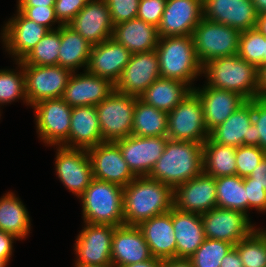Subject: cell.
I'll return each instance as SVG.
<instances>
[{"mask_svg":"<svg viewBox=\"0 0 266 267\" xmlns=\"http://www.w3.org/2000/svg\"><path fill=\"white\" fill-rule=\"evenodd\" d=\"M174 207L173 188L148 176L135 177L123 187L125 225L138 226Z\"/></svg>","mask_w":266,"mask_h":267,"instance_id":"1","label":"cell"},{"mask_svg":"<svg viewBox=\"0 0 266 267\" xmlns=\"http://www.w3.org/2000/svg\"><path fill=\"white\" fill-rule=\"evenodd\" d=\"M203 172V144L168 139L149 178L173 189Z\"/></svg>","mask_w":266,"mask_h":267,"instance_id":"2","label":"cell"},{"mask_svg":"<svg viewBox=\"0 0 266 267\" xmlns=\"http://www.w3.org/2000/svg\"><path fill=\"white\" fill-rule=\"evenodd\" d=\"M207 86L237 92L247 100L259 97L258 69L238 55L212 59L202 66Z\"/></svg>","mask_w":266,"mask_h":267,"instance_id":"3","label":"cell"},{"mask_svg":"<svg viewBox=\"0 0 266 267\" xmlns=\"http://www.w3.org/2000/svg\"><path fill=\"white\" fill-rule=\"evenodd\" d=\"M156 52L160 77L188 84L202 75V65L196 57L192 35L159 37Z\"/></svg>","mask_w":266,"mask_h":267,"instance_id":"4","label":"cell"},{"mask_svg":"<svg viewBox=\"0 0 266 267\" xmlns=\"http://www.w3.org/2000/svg\"><path fill=\"white\" fill-rule=\"evenodd\" d=\"M79 198L82 201L84 222L115 227L125 225L123 187L93 179Z\"/></svg>","mask_w":266,"mask_h":267,"instance_id":"5","label":"cell"},{"mask_svg":"<svg viewBox=\"0 0 266 267\" xmlns=\"http://www.w3.org/2000/svg\"><path fill=\"white\" fill-rule=\"evenodd\" d=\"M167 137L200 144L209 138L200 97L193 89L168 113Z\"/></svg>","mask_w":266,"mask_h":267,"instance_id":"6","label":"cell"},{"mask_svg":"<svg viewBox=\"0 0 266 267\" xmlns=\"http://www.w3.org/2000/svg\"><path fill=\"white\" fill-rule=\"evenodd\" d=\"M240 34L237 29L203 18L192 33L201 65L219 57L237 55Z\"/></svg>","mask_w":266,"mask_h":267,"instance_id":"7","label":"cell"},{"mask_svg":"<svg viewBox=\"0 0 266 267\" xmlns=\"http://www.w3.org/2000/svg\"><path fill=\"white\" fill-rule=\"evenodd\" d=\"M137 99L114 90L96 105L104 142H115L132 135L133 114Z\"/></svg>","mask_w":266,"mask_h":267,"instance_id":"8","label":"cell"},{"mask_svg":"<svg viewBox=\"0 0 266 267\" xmlns=\"http://www.w3.org/2000/svg\"><path fill=\"white\" fill-rule=\"evenodd\" d=\"M37 133L45 144L69 147L72 107L62 98L45 99L32 106Z\"/></svg>","mask_w":266,"mask_h":267,"instance_id":"9","label":"cell"},{"mask_svg":"<svg viewBox=\"0 0 266 267\" xmlns=\"http://www.w3.org/2000/svg\"><path fill=\"white\" fill-rule=\"evenodd\" d=\"M23 71L28 106L45 99L61 98L73 73L59 65H23Z\"/></svg>","mask_w":266,"mask_h":267,"instance_id":"10","label":"cell"},{"mask_svg":"<svg viewBox=\"0 0 266 267\" xmlns=\"http://www.w3.org/2000/svg\"><path fill=\"white\" fill-rule=\"evenodd\" d=\"M56 175L62 184L78 198L91 184L93 170L86 149L57 146Z\"/></svg>","mask_w":266,"mask_h":267,"instance_id":"11","label":"cell"},{"mask_svg":"<svg viewBox=\"0 0 266 267\" xmlns=\"http://www.w3.org/2000/svg\"><path fill=\"white\" fill-rule=\"evenodd\" d=\"M248 216L238 210L218 207L202 213L205 238L237 244L255 230Z\"/></svg>","mask_w":266,"mask_h":267,"instance_id":"12","label":"cell"},{"mask_svg":"<svg viewBox=\"0 0 266 267\" xmlns=\"http://www.w3.org/2000/svg\"><path fill=\"white\" fill-rule=\"evenodd\" d=\"M84 223L74 246L77 254L75 265L112 264L111 246L115 226Z\"/></svg>","mask_w":266,"mask_h":267,"instance_id":"13","label":"cell"},{"mask_svg":"<svg viewBox=\"0 0 266 267\" xmlns=\"http://www.w3.org/2000/svg\"><path fill=\"white\" fill-rule=\"evenodd\" d=\"M158 78H160V68L156 50L133 53L114 89L139 98Z\"/></svg>","mask_w":266,"mask_h":267,"instance_id":"14","label":"cell"},{"mask_svg":"<svg viewBox=\"0 0 266 267\" xmlns=\"http://www.w3.org/2000/svg\"><path fill=\"white\" fill-rule=\"evenodd\" d=\"M168 137H138L130 135L115 141L123 159L136 177L148 176L164 152Z\"/></svg>","mask_w":266,"mask_h":267,"instance_id":"15","label":"cell"},{"mask_svg":"<svg viewBox=\"0 0 266 267\" xmlns=\"http://www.w3.org/2000/svg\"><path fill=\"white\" fill-rule=\"evenodd\" d=\"M94 179L126 187L136 176L123 159L115 142H103L87 149Z\"/></svg>","mask_w":266,"mask_h":267,"instance_id":"16","label":"cell"},{"mask_svg":"<svg viewBox=\"0 0 266 267\" xmlns=\"http://www.w3.org/2000/svg\"><path fill=\"white\" fill-rule=\"evenodd\" d=\"M174 208L182 212L202 214L217 207L215 178L200 173L173 189Z\"/></svg>","mask_w":266,"mask_h":267,"instance_id":"17","label":"cell"},{"mask_svg":"<svg viewBox=\"0 0 266 267\" xmlns=\"http://www.w3.org/2000/svg\"><path fill=\"white\" fill-rule=\"evenodd\" d=\"M258 16L252 0H203V18L240 32L254 29Z\"/></svg>","mask_w":266,"mask_h":267,"instance_id":"18","label":"cell"},{"mask_svg":"<svg viewBox=\"0 0 266 267\" xmlns=\"http://www.w3.org/2000/svg\"><path fill=\"white\" fill-rule=\"evenodd\" d=\"M203 19V0H167L160 25L159 37L192 35Z\"/></svg>","mask_w":266,"mask_h":267,"instance_id":"19","label":"cell"},{"mask_svg":"<svg viewBox=\"0 0 266 267\" xmlns=\"http://www.w3.org/2000/svg\"><path fill=\"white\" fill-rule=\"evenodd\" d=\"M256 126L253 124V99L247 100L227 120L209 132V138L220 145L256 146Z\"/></svg>","mask_w":266,"mask_h":267,"instance_id":"20","label":"cell"},{"mask_svg":"<svg viewBox=\"0 0 266 267\" xmlns=\"http://www.w3.org/2000/svg\"><path fill=\"white\" fill-rule=\"evenodd\" d=\"M17 12L3 27L1 37L9 54L14 56L16 62H20L49 29L28 19L22 12Z\"/></svg>","mask_w":266,"mask_h":267,"instance_id":"21","label":"cell"},{"mask_svg":"<svg viewBox=\"0 0 266 267\" xmlns=\"http://www.w3.org/2000/svg\"><path fill=\"white\" fill-rule=\"evenodd\" d=\"M84 71L73 72L64 89L61 98L70 107L96 106L115 90L108 79Z\"/></svg>","mask_w":266,"mask_h":267,"instance_id":"22","label":"cell"},{"mask_svg":"<svg viewBox=\"0 0 266 267\" xmlns=\"http://www.w3.org/2000/svg\"><path fill=\"white\" fill-rule=\"evenodd\" d=\"M92 46L112 38L114 24L105 0L90 2L68 24Z\"/></svg>","mask_w":266,"mask_h":267,"instance_id":"23","label":"cell"},{"mask_svg":"<svg viewBox=\"0 0 266 267\" xmlns=\"http://www.w3.org/2000/svg\"><path fill=\"white\" fill-rule=\"evenodd\" d=\"M132 53L113 38L91 47L87 71L116 84Z\"/></svg>","mask_w":266,"mask_h":267,"instance_id":"24","label":"cell"},{"mask_svg":"<svg viewBox=\"0 0 266 267\" xmlns=\"http://www.w3.org/2000/svg\"><path fill=\"white\" fill-rule=\"evenodd\" d=\"M193 90L200 97L208 132L227 120L247 99L237 92L205 85Z\"/></svg>","mask_w":266,"mask_h":267,"instance_id":"25","label":"cell"},{"mask_svg":"<svg viewBox=\"0 0 266 267\" xmlns=\"http://www.w3.org/2000/svg\"><path fill=\"white\" fill-rule=\"evenodd\" d=\"M152 257L149 245L138 226L115 227L111 246L113 267L146 261Z\"/></svg>","mask_w":266,"mask_h":267,"instance_id":"26","label":"cell"},{"mask_svg":"<svg viewBox=\"0 0 266 267\" xmlns=\"http://www.w3.org/2000/svg\"><path fill=\"white\" fill-rule=\"evenodd\" d=\"M154 258H176V238L172 225V209L153 216L138 225Z\"/></svg>","mask_w":266,"mask_h":267,"instance_id":"27","label":"cell"},{"mask_svg":"<svg viewBox=\"0 0 266 267\" xmlns=\"http://www.w3.org/2000/svg\"><path fill=\"white\" fill-rule=\"evenodd\" d=\"M172 225L176 238V258L189 259L205 240L201 214L172 208Z\"/></svg>","mask_w":266,"mask_h":267,"instance_id":"28","label":"cell"},{"mask_svg":"<svg viewBox=\"0 0 266 267\" xmlns=\"http://www.w3.org/2000/svg\"><path fill=\"white\" fill-rule=\"evenodd\" d=\"M103 142L96 106L72 107L69 148L87 150Z\"/></svg>","mask_w":266,"mask_h":267,"instance_id":"29","label":"cell"},{"mask_svg":"<svg viewBox=\"0 0 266 267\" xmlns=\"http://www.w3.org/2000/svg\"><path fill=\"white\" fill-rule=\"evenodd\" d=\"M112 38L132 54L155 50L159 41L157 27L139 18L115 25Z\"/></svg>","mask_w":266,"mask_h":267,"instance_id":"30","label":"cell"},{"mask_svg":"<svg viewBox=\"0 0 266 267\" xmlns=\"http://www.w3.org/2000/svg\"><path fill=\"white\" fill-rule=\"evenodd\" d=\"M191 90L192 88L184 82L160 77L144 91L139 99L147 105L169 113Z\"/></svg>","mask_w":266,"mask_h":267,"instance_id":"31","label":"cell"},{"mask_svg":"<svg viewBox=\"0 0 266 267\" xmlns=\"http://www.w3.org/2000/svg\"><path fill=\"white\" fill-rule=\"evenodd\" d=\"M92 45L69 25H61V45L58 65L75 72L77 68L87 66Z\"/></svg>","mask_w":266,"mask_h":267,"instance_id":"32","label":"cell"},{"mask_svg":"<svg viewBox=\"0 0 266 267\" xmlns=\"http://www.w3.org/2000/svg\"><path fill=\"white\" fill-rule=\"evenodd\" d=\"M30 216L22 201L12 192L0 198V230L23 239L30 232Z\"/></svg>","mask_w":266,"mask_h":267,"instance_id":"33","label":"cell"},{"mask_svg":"<svg viewBox=\"0 0 266 267\" xmlns=\"http://www.w3.org/2000/svg\"><path fill=\"white\" fill-rule=\"evenodd\" d=\"M203 172L214 178L237 175L236 147L220 145L208 138L203 143Z\"/></svg>","mask_w":266,"mask_h":267,"instance_id":"34","label":"cell"},{"mask_svg":"<svg viewBox=\"0 0 266 267\" xmlns=\"http://www.w3.org/2000/svg\"><path fill=\"white\" fill-rule=\"evenodd\" d=\"M168 113L145 104L139 98L135 102L132 135L138 137H167Z\"/></svg>","mask_w":266,"mask_h":267,"instance_id":"35","label":"cell"},{"mask_svg":"<svg viewBox=\"0 0 266 267\" xmlns=\"http://www.w3.org/2000/svg\"><path fill=\"white\" fill-rule=\"evenodd\" d=\"M217 207L238 210L246 215L248 198L244 187V178L238 175L215 178Z\"/></svg>","mask_w":266,"mask_h":267,"instance_id":"36","label":"cell"},{"mask_svg":"<svg viewBox=\"0 0 266 267\" xmlns=\"http://www.w3.org/2000/svg\"><path fill=\"white\" fill-rule=\"evenodd\" d=\"M60 45L61 26L55 30H49L20 62L23 65H58Z\"/></svg>","mask_w":266,"mask_h":267,"instance_id":"37","label":"cell"},{"mask_svg":"<svg viewBox=\"0 0 266 267\" xmlns=\"http://www.w3.org/2000/svg\"><path fill=\"white\" fill-rule=\"evenodd\" d=\"M244 267H266V240L255 230L247 237L234 245Z\"/></svg>","mask_w":266,"mask_h":267,"instance_id":"38","label":"cell"},{"mask_svg":"<svg viewBox=\"0 0 266 267\" xmlns=\"http://www.w3.org/2000/svg\"><path fill=\"white\" fill-rule=\"evenodd\" d=\"M265 36L256 28L241 32L238 56L257 69L264 65Z\"/></svg>","mask_w":266,"mask_h":267,"instance_id":"39","label":"cell"},{"mask_svg":"<svg viewBox=\"0 0 266 267\" xmlns=\"http://www.w3.org/2000/svg\"><path fill=\"white\" fill-rule=\"evenodd\" d=\"M16 64H18V67L20 66V72L0 69V105L11 103L17 99H22L28 105L23 64L21 62H16Z\"/></svg>","mask_w":266,"mask_h":267,"instance_id":"40","label":"cell"},{"mask_svg":"<svg viewBox=\"0 0 266 267\" xmlns=\"http://www.w3.org/2000/svg\"><path fill=\"white\" fill-rule=\"evenodd\" d=\"M233 246L226 241L205 238L189 259L193 267H220L221 260Z\"/></svg>","mask_w":266,"mask_h":267,"instance_id":"41","label":"cell"},{"mask_svg":"<svg viewBox=\"0 0 266 267\" xmlns=\"http://www.w3.org/2000/svg\"><path fill=\"white\" fill-rule=\"evenodd\" d=\"M265 157L266 152L259 146L242 145L236 147L237 175L243 178L250 176Z\"/></svg>","mask_w":266,"mask_h":267,"instance_id":"42","label":"cell"},{"mask_svg":"<svg viewBox=\"0 0 266 267\" xmlns=\"http://www.w3.org/2000/svg\"><path fill=\"white\" fill-rule=\"evenodd\" d=\"M115 25L137 18L140 0H105Z\"/></svg>","mask_w":266,"mask_h":267,"instance_id":"43","label":"cell"},{"mask_svg":"<svg viewBox=\"0 0 266 267\" xmlns=\"http://www.w3.org/2000/svg\"><path fill=\"white\" fill-rule=\"evenodd\" d=\"M167 0H140L137 18L158 27L160 25Z\"/></svg>","mask_w":266,"mask_h":267,"instance_id":"44","label":"cell"},{"mask_svg":"<svg viewBox=\"0 0 266 267\" xmlns=\"http://www.w3.org/2000/svg\"><path fill=\"white\" fill-rule=\"evenodd\" d=\"M253 124L256 126V146L266 152V98L253 99Z\"/></svg>","mask_w":266,"mask_h":267,"instance_id":"45","label":"cell"},{"mask_svg":"<svg viewBox=\"0 0 266 267\" xmlns=\"http://www.w3.org/2000/svg\"><path fill=\"white\" fill-rule=\"evenodd\" d=\"M17 11L22 12L28 19L45 26L49 30H55L51 26L56 22H58V28L62 25L56 17L54 7H17Z\"/></svg>","mask_w":266,"mask_h":267,"instance_id":"46","label":"cell"},{"mask_svg":"<svg viewBox=\"0 0 266 267\" xmlns=\"http://www.w3.org/2000/svg\"><path fill=\"white\" fill-rule=\"evenodd\" d=\"M83 0H55V13L62 25H68L84 8Z\"/></svg>","mask_w":266,"mask_h":267,"instance_id":"47","label":"cell"},{"mask_svg":"<svg viewBox=\"0 0 266 267\" xmlns=\"http://www.w3.org/2000/svg\"><path fill=\"white\" fill-rule=\"evenodd\" d=\"M244 187L248 198V210L255 208L260 212H266V190L258 184H251L249 176L244 177Z\"/></svg>","mask_w":266,"mask_h":267,"instance_id":"48","label":"cell"},{"mask_svg":"<svg viewBox=\"0 0 266 267\" xmlns=\"http://www.w3.org/2000/svg\"><path fill=\"white\" fill-rule=\"evenodd\" d=\"M14 239L18 240L13 234L0 230V259H3L7 264L12 256Z\"/></svg>","mask_w":266,"mask_h":267,"instance_id":"49","label":"cell"},{"mask_svg":"<svg viewBox=\"0 0 266 267\" xmlns=\"http://www.w3.org/2000/svg\"><path fill=\"white\" fill-rule=\"evenodd\" d=\"M249 177L251 178V184H258L266 190V157L253 170Z\"/></svg>","mask_w":266,"mask_h":267,"instance_id":"50","label":"cell"},{"mask_svg":"<svg viewBox=\"0 0 266 267\" xmlns=\"http://www.w3.org/2000/svg\"><path fill=\"white\" fill-rule=\"evenodd\" d=\"M220 267H244L242 260L234 246L223 257Z\"/></svg>","mask_w":266,"mask_h":267,"instance_id":"51","label":"cell"},{"mask_svg":"<svg viewBox=\"0 0 266 267\" xmlns=\"http://www.w3.org/2000/svg\"><path fill=\"white\" fill-rule=\"evenodd\" d=\"M18 7H54L55 0H18Z\"/></svg>","mask_w":266,"mask_h":267,"instance_id":"52","label":"cell"},{"mask_svg":"<svg viewBox=\"0 0 266 267\" xmlns=\"http://www.w3.org/2000/svg\"><path fill=\"white\" fill-rule=\"evenodd\" d=\"M161 267H193L190 259L170 258L162 260Z\"/></svg>","mask_w":266,"mask_h":267,"instance_id":"53","label":"cell"},{"mask_svg":"<svg viewBox=\"0 0 266 267\" xmlns=\"http://www.w3.org/2000/svg\"><path fill=\"white\" fill-rule=\"evenodd\" d=\"M259 97L266 98V64L258 69Z\"/></svg>","mask_w":266,"mask_h":267,"instance_id":"54","label":"cell"},{"mask_svg":"<svg viewBox=\"0 0 266 267\" xmlns=\"http://www.w3.org/2000/svg\"><path fill=\"white\" fill-rule=\"evenodd\" d=\"M161 264L162 260L152 257L151 259H148L146 261L129 264L121 267H161Z\"/></svg>","mask_w":266,"mask_h":267,"instance_id":"55","label":"cell"},{"mask_svg":"<svg viewBox=\"0 0 266 267\" xmlns=\"http://www.w3.org/2000/svg\"><path fill=\"white\" fill-rule=\"evenodd\" d=\"M255 28L266 37V13L258 16Z\"/></svg>","mask_w":266,"mask_h":267,"instance_id":"56","label":"cell"},{"mask_svg":"<svg viewBox=\"0 0 266 267\" xmlns=\"http://www.w3.org/2000/svg\"><path fill=\"white\" fill-rule=\"evenodd\" d=\"M259 15L266 13V0H252Z\"/></svg>","mask_w":266,"mask_h":267,"instance_id":"57","label":"cell"},{"mask_svg":"<svg viewBox=\"0 0 266 267\" xmlns=\"http://www.w3.org/2000/svg\"><path fill=\"white\" fill-rule=\"evenodd\" d=\"M75 267H113L112 264H101V265H75Z\"/></svg>","mask_w":266,"mask_h":267,"instance_id":"58","label":"cell"},{"mask_svg":"<svg viewBox=\"0 0 266 267\" xmlns=\"http://www.w3.org/2000/svg\"><path fill=\"white\" fill-rule=\"evenodd\" d=\"M8 264L3 260L0 259V267H6Z\"/></svg>","mask_w":266,"mask_h":267,"instance_id":"59","label":"cell"},{"mask_svg":"<svg viewBox=\"0 0 266 267\" xmlns=\"http://www.w3.org/2000/svg\"><path fill=\"white\" fill-rule=\"evenodd\" d=\"M264 237H265V240H266V230H263V229H257Z\"/></svg>","mask_w":266,"mask_h":267,"instance_id":"60","label":"cell"},{"mask_svg":"<svg viewBox=\"0 0 266 267\" xmlns=\"http://www.w3.org/2000/svg\"><path fill=\"white\" fill-rule=\"evenodd\" d=\"M264 64H266V37H265V54H264Z\"/></svg>","mask_w":266,"mask_h":267,"instance_id":"61","label":"cell"},{"mask_svg":"<svg viewBox=\"0 0 266 267\" xmlns=\"http://www.w3.org/2000/svg\"><path fill=\"white\" fill-rule=\"evenodd\" d=\"M94 1H97V0H83V2H84L85 4H88V3H90V2H94Z\"/></svg>","mask_w":266,"mask_h":267,"instance_id":"62","label":"cell"}]
</instances>
